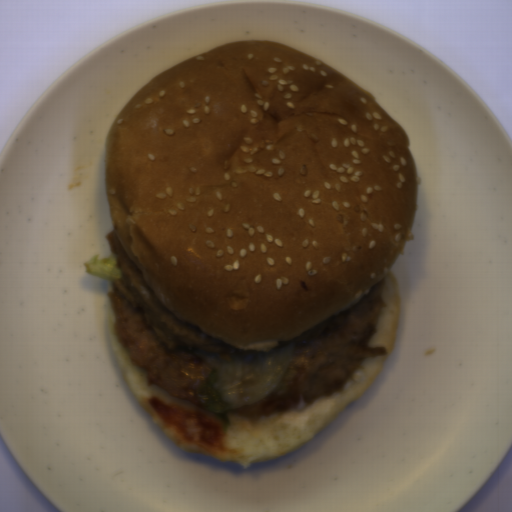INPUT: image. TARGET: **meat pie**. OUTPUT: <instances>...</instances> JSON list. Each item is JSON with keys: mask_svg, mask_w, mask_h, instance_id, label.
<instances>
[{"mask_svg": "<svg viewBox=\"0 0 512 512\" xmlns=\"http://www.w3.org/2000/svg\"><path fill=\"white\" fill-rule=\"evenodd\" d=\"M105 239L121 272L105 294L114 313V335L127 349L129 364L145 370L147 389L156 385L205 410L198 391L213 369L197 352L230 364L233 355L248 348L185 323L170 309L162 284L136 260L116 230L105 233Z\"/></svg>", "mask_w": 512, "mask_h": 512, "instance_id": "1", "label": "meat pie"}, {"mask_svg": "<svg viewBox=\"0 0 512 512\" xmlns=\"http://www.w3.org/2000/svg\"><path fill=\"white\" fill-rule=\"evenodd\" d=\"M385 276L351 307L296 335L294 355L281 380L263 399L230 410L249 426L278 412L310 407L321 397L344 391L366 358L385 356V347H369L378 316L388 305L382 295Z\"/></svg>", "mask_w": 512, "mask_h": 512, "instance_id": "2", "label": "meat pie"}]
</instances>
